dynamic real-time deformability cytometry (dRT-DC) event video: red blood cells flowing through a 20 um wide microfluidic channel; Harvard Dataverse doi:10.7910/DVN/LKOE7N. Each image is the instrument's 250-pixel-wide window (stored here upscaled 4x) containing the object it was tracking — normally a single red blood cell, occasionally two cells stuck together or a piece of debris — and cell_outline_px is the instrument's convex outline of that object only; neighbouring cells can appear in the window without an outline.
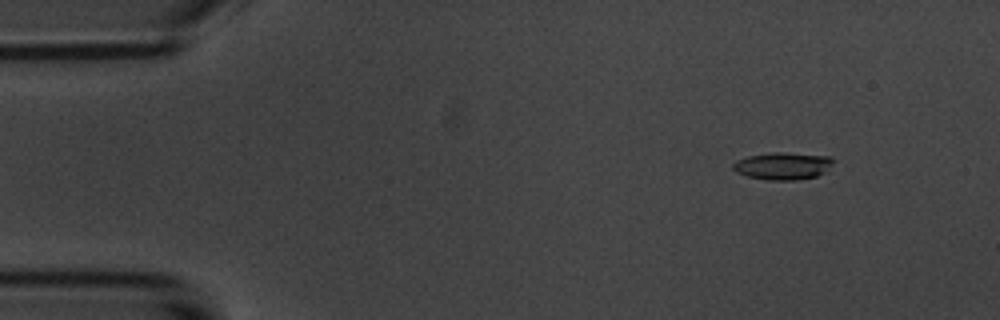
{"species": "common noctule bat (a hibernating species)", "species_latin": "Nyctalus noctula", "temperature_condition": "room temperature", "stored_images_in_passage": 5, "camera_frame_rate_fps": 3000, "um_per_image_px": 0.085, "animal": {"sex": "male", "body_mass_g": 20.1, "forearm_length_mm": 53.5}, "frame": {"image": 1, "passage_image": 2, "time_ms": 1.0, "image_size_px": [1000, 320], "cell_outline_px": [[836, 160], [824, 172], [816, 176], [796, 180], [768, 180], [748, 176], [736, 172], [732, 168], [732, 164], [736, 160], [748, 156], [772, 152], [784, 152], [832, 156]], "centroid_in_image_um": [66.55, 14.09], "position_along_channel_um": 18.4, "area_um2": 16.07}}
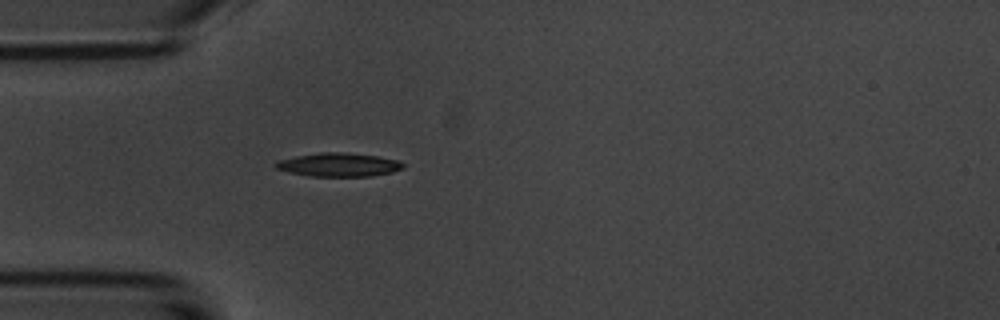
{"frame": {"image": 2, "passage_image": 5, "time_ms": 4.333, "image_size_px": [1000, 320], "cell_outline_px": [[404, 168], [392, 172], [372, 176], [312, 176], [288, 172], [276, 168], [272, 164], [280, 160], [296, 156], [320, 152], [348, 152], [376, 156], [400, 160], [404, 164]], "centroid_in_image_um": [28.81, 14.0], "position_along_channel_um": 56.2, "area_um2": 17.57}}